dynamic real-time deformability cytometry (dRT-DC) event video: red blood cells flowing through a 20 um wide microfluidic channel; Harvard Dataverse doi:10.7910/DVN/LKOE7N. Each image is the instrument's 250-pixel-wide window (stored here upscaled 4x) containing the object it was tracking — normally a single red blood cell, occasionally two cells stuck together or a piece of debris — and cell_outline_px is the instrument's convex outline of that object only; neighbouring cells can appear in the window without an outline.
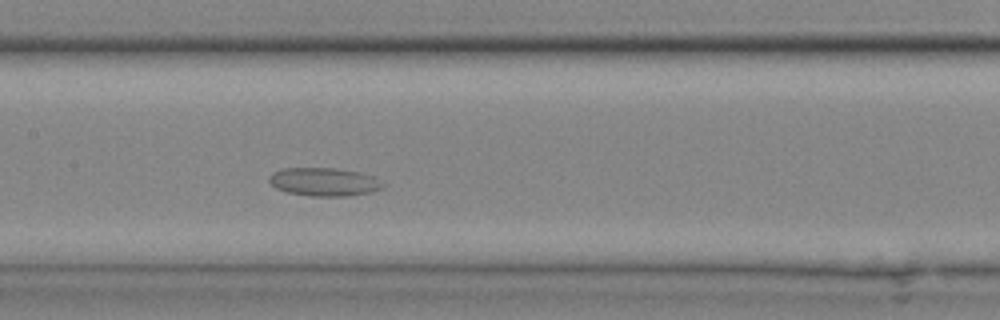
{"species": "common noctule bat (a hibernating species)", "species_latin": "Nyctalus noctula", "temperature_condition": "cold", "stored_images_in_passage": 27, "camera_frame_rate_fps": 3000, "um_per_image_px": 0.085, "animal": {"sex": "male", "body_mass_g": 20.4}, "frame": {"image": 1, "passage_image": 12, "time_ms": 3.667, "image_size_px": [1000, 320], "cell_outline_px": [[384, 188], [372, 192], [348, 196], [312, 196], [288, 192], [276, 188], [268, 180], [268, 176], [272, 172], [284, 168], [336, 168], [360, 172], [372, 176], [384, 184]], "centroid_in_image_um": [27.55, 15.46], "position_along_channel_um": 179.9, "area_um2": 18.79}}
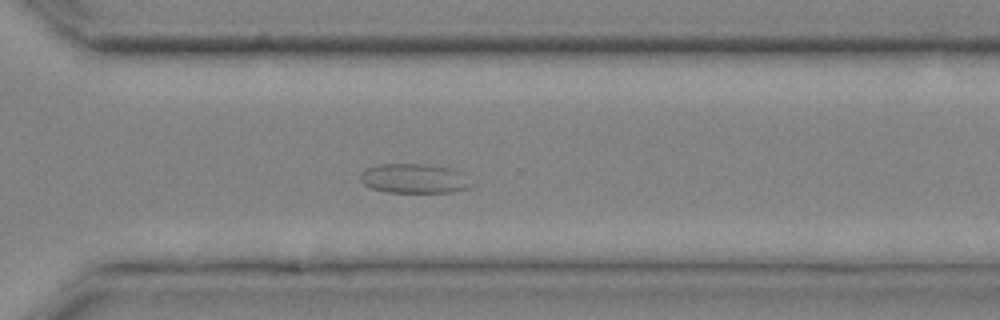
{"frame": {"image": 2, "passage_image": 19, "time_ms": 6.0, "image_size_px": [1000, 320], "cell_outline_px": [[472, 184], [468, 188], [452, 192], [384, 192], [372, 188], [364, 184], [360, 180], [360, 172], [368, 168], [380, 164], [428, 164], [448, 168], [464, 172]], "centroid_in_image_um": [35.21, 15.17], "position_along_channel_um": 335.4, "area_um2": 19.13}}
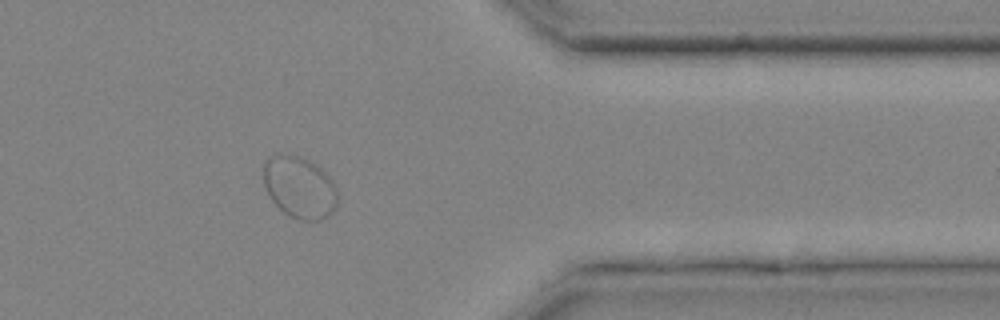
{"frame": {"image": 3, "passage_image": 22, "time_ms": 7.0, "image_size_px": [1000, 320], "cell_outline_px": [[336, 204], [332, 212], [328, 216], [320, 220], [300, 220], [288, 216], [268, 196], [264, 188], [264, 164], [272, 156], [300, 156], [308, 160], [320, 168], [332, 180], [336, 188]], "centroid_in_image_um": [25.45, 15.96], "position_along_channel_um": 385.9, "area_um2": 26.24}}